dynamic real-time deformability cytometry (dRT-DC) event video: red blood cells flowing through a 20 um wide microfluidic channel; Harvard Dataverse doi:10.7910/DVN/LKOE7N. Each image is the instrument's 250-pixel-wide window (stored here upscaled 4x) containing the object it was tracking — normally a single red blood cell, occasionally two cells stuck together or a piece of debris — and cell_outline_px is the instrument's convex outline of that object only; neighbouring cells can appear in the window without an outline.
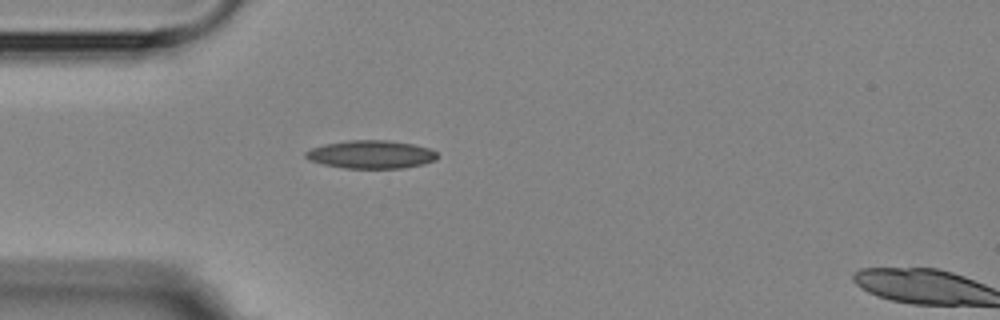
{"species": "Egyptian fruit bat (a non-hibernating species)", "species_latin": "Rousettus aegyptiacus", "temperature_condition": "room temperature", "stored_images_in_passage": 3, "segment_of_instrument_passage": [1, 2], "camera_frame_rate_fps": 3000, "um_per_image_px": 0.085, "animal": {"sex": "female"}, "frame": {"image": 1, "passage_image": 2, "time_ms": 1.333, "image_size_px": [1000, 320], "cell_outline_px": [[436, 160], [424, 164], [404, 168], [344, 168], [324, 164], [308, 160], [304, 156], [304, 152], [312, 148], [324, 144], [348, 140], [384, 140], [412, 144], [428, 148], [436, 152]], "centroid_in_image_um": [31.51, 13.13], "position_along_channel_um": 53.5, "area_um2": 21.5}}